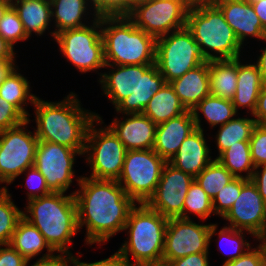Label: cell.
<instances>
[{
    "label": "cell",
    "mask_w": 266,
    "mask_h": 266,
    "mask_svg": "<svg viewBox=\"0 0 266 266\" xmlns=\"http://www.w3.org/2000/svg\"><path fill=\"white\" fill-rule=\"evenodd\" d=\"M80 189L74 191L78 227L86 225V243L107 241L123 231L136 203L125 193L117 180L80 177Z\"/></svg>",
    "instance_id": "6da1fadb"
},
{
    "label": "cell",
    "mask_w": 266,
    "mask_h": 266,
    "mask_svg": "<svg viewBox=\"0 0 266 266\" xmlns=\"http://www.w3.org/2000/svg\"><path fill=\"white\" fill-rule=\"evenodd\" d=\"M65 98L56 103L36 98V137L39 141L64 145L85 155L88 128L99 115L83 110L75 93L71 92Z\"/></svg>",
    "instance_id": "7a4b0ae2"
},
{
    "label": "cell",
    "mask_w": 266,
    "mask_h": 266,
    "mask_svg": "<svg viewBox=\"0 0 266 266\" xmlns=\"http://www.w3.org/2000/svg\"><path fill=\"white\" fill-rule=\"evenodd\" d=\"M109 74H100L104 94L117 112L143 113L152 96L166 83L156 64L115 65ZM115 70V71H114Z\"/></svg>",
    "instance_id": "3957f363"
},
{
    "label": "cell",
    "mask_w": 266,
    "mask_h": 266,
    "mask_svg": "<svg viewBox=\"0 0 266 266\" xmlns=\"http://www.w3.org/2000/svg\"><path fill=\"white\" fill-rule=\"evenodd\" d=\"M26 207L30 216L23 211L22 217L40 231L49 246L55 252L72 255L67 244L79 230L74 194L51 192L28 200Z\"/></svg>",
    "instance_id": "277c9868"
},
{
    "label": "cell",
    "mask_w": 266,
    "mask_h": 266,
    "mask_svg": "<svg viewBox=\"0 0 266 266\" xmlns=\"http://www.w3.org/2000/svg\"><path fill=\"white\" fill-rule=\"evenodd\" d=\"M101 31L105 64L156 63L157 39L137 28L125 14L101 15Z\"/></svg>",
    "instance_id": "5b68a950"
},
{
    "label": "cell",
    "mask_w": 266,
    "mask_h": 266,
    "mask_svg": "<svg viewBox=\"0 0 266 266\" xmlns=\"http://www.w3.org/2000/svg\"><path fill=\"white\" fill-rule=\"evenodd\" d=\"M186 27L206 61L239 58L242 45L213 1L192 3L188 10ZM208 49L217 55L211 54Z\"/></svg>",
    "instance_id": "8992f818"
},
{
    "label": "cell",
    "mask_w": 266,
    "mask_h": 266,
    "mask_svg": "<svg viewBox=\"0 0 266 266\" xmlns=\"http://www.w3.org/2000/svg\"><path fill=\"white\" fill-rule=\"evenodd\" d=\"M131 209L124 230H129V241L118 250L131 266H145L162 261L168 218L152 210L146 203ZM135 262L131 263L129 254Z\"/></svg>",
    "instance_id": "52a82bcc"
},
{
    "label": "cell",
    "mask_w": 266,
    "mask_h": 266,
    "mask_svg": "<svg viewBox=\"0 0 266 266\" xmlns=\"http://www.w3.org/2000/svg\"><path fill=\"white\" fill-rule=\"evenodd\" d=\"M166 163L153 149L129 150L117 182L135 203H147L156 191Z\"/></svg>",
    "instance_id": "ba28073f"
},
{
    "label": "cell",
    "mask_w": 266,
    "mask_h": 266,
    "mask_svg": "<svg viewBox=\"0 0 266 266\" xmlns=\"http://www.w3.org/2000/svg\"><path fill=\"white\" fill-rule=\"evenodd\" d=\"M204 62L206 60L199 45L187 27L172 31L156 40L155 64L166 83L182 77L187 71Z\"/></svg>",
    "instance_id": "9c48e42d"
},
{
    "label": "cell",
    "mask_w": 266,
    "mask_h": 266,
    "mask_svg": "<svg viewBox=\"0 0 266 266\" xmlns=\"http://www.w3.org/2000/svg\"><path fill=\"white\" fill-rule=\"evenodd\" d=\"M189 0H144L132 5L125 15L139 29L156 39L186 27Z\"/></svg>",
    "instance_id": "30bf717a"
},
{
    "label": "cell",
    "mask_w": 266,
    "mask_h": 266,
    "mask_svg": "<svg viewBox=\"0 0 266 266\" xmlns=\"http://www.w3.org/2000/svg\"><path fill=\"white\" fill-rule=\"evenodd\" d=\"M99 29V31H98ZM62 54L80 72L104 68V41L101 31V15L95 16L93 24L70 29L54 36Z\"/></svg>",
    "instance_id": "8fae6325"
},
{
    "label": "cell",
    "mask_w": 266,
    "mask_h": 266,
    "mask_svg": "<svg viewBox=\"0 0 266 266\" xmlns=\"http://www.w3.org/2000/svg\"><path fill=\"white\" fill-rule=\"evenodd\" d=\"M98 121V122H97ZM103 123L98 116L89 126L86 135L84 153L91 165L92 173L89 176L94 179L118 180L123 170L126 148L114 132L107 128H94V122Z\"/></svg>",
    "instance_id": "7c38bea8"
},
{
    "label": "cell",
    "mask_w": 266,
    "mask_h": 266,
    "mask_svg": "<svg viewBox=\"0 0 266 266\" xmlns=\"http://www.w3.org/2000/svg\"><path fill=\"white\" fill-rule=\"evenodd\" d=\"M30 119L0 132V182L12 183L28 168L34 166L38 138L25 131ZM23 126V127H22Z\"/></svg>",
    "instance_id": "4fadbf2b"
},
{
    "label": "cell",
    "mask_w": 266,
    "mask_h": 266,
    "mask_svg": "<svg viewBox=\"0 0 266 266\" xmlns=\"http://www.w3.org/2000/svg\"><path fill=\"white\" fill-rule=\"evenodd\" d=\"M217 230L216 224H196L191 219L170 218L166 226L162 260H172L193 253H209L211 237Z\"/></svg>",
    "instance_id": "5bb4252c"
},
{
    "label": "cell",
    "mask_w": 266,
    "mask_h": 266,
    "mask_svg": "<svg viewBox=\"0 0 266 266\" xmlns=\"http://www.w3.org/2000/svg\"><path fill=\"white\" fill-rule=\"evenodd\" d=\"M75 155L82 154L64 145L38 141L34 167L44 176L51 192L65 193L70 187Z\"/></svg>",
    "instance_id": "9a60e30c"
},
{
    "label": "cell",
    "mask_w": 266,
    "mask_h": 266,
    "mask_svg": "<svg viewBox=\"0 0 266 266\" xmlns=\"http://www.w3.org/2000/svg\"><path fill=\"white\" fill-rule=\"evenodd\" d=\"M194 180L192 175L167 162L162 170L156 191L146 204L168 219L183 218L184 201Z\"/></svg>",
    "instance_id": "2e32d148"
},
{
    "label": "cell",
    "mask_w": 266,
    "mask_h": 266,
    "mask_svg": "<svg viewBox=\"0 0 266 266\" xmlns=\"http://www.w3.org/2000/svg\"><path fill=\"white\" fill-rule=\"evenodd\" d=\"M223 218L230 222L232 228L246 230L257 239L266 237V203L250 179Z\"/></svg>",
    "instance_id": "e0dca14e"
},
{
    "label": "cell",
    "mask_w": 266,
    "mask_h": 266,
    "mask_svg": "<svg viewBox=\"0 0 266 266\" xmlns=\"http://www.w3.org/2000/svg\"><path fill=\"white\" fill-rule=\"evenodd\" d=\"M242 45L247 36L264 39L266 33L252 4L246 0H212Z\"/></svg>",
    "instance_id": "ac0fdd59"
},
{
    "label": "cell",
    "mask_w": 266,
    "mask_h": 266,
    "mask_svg": "<svg viewBox=\"0 0 266 266\" xmlns=\"http://www.w3.org/2000/svg\"><path fill=\"white\" fill-rule=\"evenodd\" d=\"M126 115L129 118L121 122L116 118L108 126L126 150L153 149L157 125L143 113Z\"/></svg>",
    "instance_id": "d6986e66"
},
{
    "label": "cell",
    "mask_w": 266,
    "mask_h": 266,
    "mask_svg": "<svg viewBox=\"0 0 266 266\" xmlns=\"http://www.w3.org/2000/svg\"><path fill=\"white\" fill-rule=\"evenodd\" d=\"M192 111L157 125L153 150L169 162L178 152L184 139L196 130Z\"/></svg>",
    "instance_id": "ffe728a7"
},
{
    "label": "cell",
    "mask_w": 266,
    "mask_h": 266,
    "mask_svg": "<svg viewBox=\"0 0 266 266\" xmlns=\"http://www.w3.org/2000/svg\"><path fill=\"white\" fill-rule=\"evenodd\" d=\"M206 143L203 129H196L184 139L169 163L195 178L213 161L209 155L210 148Z\"/></svg>",
    "instance_id": "44dd1931"
},
{
    "label": "cell",
    "mask_w": 266,
    "mask_h": 266,
    "mask_svg": "<svg viewBox=\"0 0 266 266\" xmlns=\"http://www.w3.org/2000/svg\"><path fill=\"white\" fill-rule=\"evenodd\" d=\"M186 110H192L210 95L209 61L187 71L182 77L169 82Z\"/></svg>",
    "instance_id": "7402d4cb"
},
{
    "label": "cell",
    "mask_w": 266,
    "mask_h": 266,
    "mask_svg": "<svg viewBox=\"0 0 266 266\" xmlns=\"http://www.w3.org/2000/svg\"><path fill=\"white\" fill-rule=\"evenodd\" d=\"M237 58V88L232 103L236 111L238 108L249 109L253 115L263 80L257 64H241Z\"/></svg>",
    "instance_id": "603a6c76"
},
{
    "label": "cell",
    "mask_w": 266,
    "mask_h": 266,
    "mask_svg": "<svg viewBox=\"0 0 266 266\" xmlns=\"http://www.w3.org/2000/svg\"><path fill=\"white\" fill-rule=\"evenodd\" d=\"M10 245L16 249L28 262L47 248V254L40 259L54 256L55 252L46 242L40 231L23 217L18 221Z\"/></svg>",
    "instance_id": "cb8c5ba5"
},
{
    "label": "cell",
    "mask_w": 266,
    "mask_h": 266,
    "mask_svg": "<svg viewBox=\"0 0 266 266\" xmlns=\"http://www.w3.org/2000/svg\"><path fill=\"white\" fill-rule=\"evenodd\" d=\"M11 5L17 11L28 38L32 32L42 35L50 25V0H15Z\"/></svg>",
    "instance_id": "d4e9b609"
},
{
    "label": "cell",
    "mask_w": 266,
    "mask_h": 266,
    "mask_svg": "<svg viewBox=\"0 0 266 266\" xmlns=\"http://www.w3.org/2000/svg\"><path fill=\"white\" fill-rule=\"evenodd\" d=\"M186 111L170 83H165L152 96L143 114L149 117L156 125H159Z\"/></svg>",
    "instance_id": "484cf974"
},
{
    "label": "cell",
    "mask_w": 266,
    "mask_h": 266,
    "mask_svg": "<svg viewBox=\"0 0 266 266\" xmlns=\"http://www.w3.org/2000/svg\"><path fill=\"white\" fill-rule=\"evenodd\" d=\"M210 94L232 100L237 88V59L209 60Z\"/></svg>",
    "instance_id": "4316f807"
},
{
    "label": "cell",
    "mask_w": 266,
    "mask_h": 266,
    "mask_svg": "<svg viewBox=\"0 0 266 266\" xmlns=\"http://www.w3.org/2000/svg\"><path fill=\"white\" fill-rule=\"evenodd\" d=\"M50 4L57 28L51 33L53 37L63 31L86 26L81 20L88 9L87 0H50Z\"/></svg>",
    "instance_id": "83f0119b"
},
{
    "label": "cell",
    "mask_w": 266,
    "mask_h": 266,
    "mask_svg": "<svg viewBox=\"0 0 266 266\" xmlns=\"http://www.w3.org/2000/svg\"><path fill=\"white\" fill-rule=\"evenodd\" d=\"M191 111L196 128L200 130H202V127L198 111L205 116L206 120L212 127L217 126L218 124L220 126L226 124L237 114L232 100L215 97L211 94L200 101Z\"/></svg>",
    "instance_id": "f1b7e54d"
},
{
    "label": "cell",
    "mask_w": 266,
    "mask_h": 266,
    "mask_svg": "<svg viewBox=\"0 0 266 266\" xmlns=\"http://www.w3.org/2000/svg\"><path fill=\"white\" fill-rule=\"evenodd\" d=\"M16 68L0 84V97L14 105L28 119V111L23 107L27 105L28 100L34 104L37 97L30 94L29 82L17 72Z\"/></svg>",
    "instance_id": "f546056e"
},
{
    "label": "cell",
    "mask_w": 266,
    "mask_h": 266,
    "mask_svg": "<svg viewBox=\"0 0 266 266\" xmlns=\"http://www.w3.org/2000/svg\"><path fill=\"white\" fill-rule=\"evenodd\" d=\"M219 161L234 177H244L241 172H247L246 179H251L255 170L251 158L249 141H240L238 144L230 146L220 156L215 158ZM240 173V174H239Z\"/></svg>",
    "instance_id": "4dcf8cb0"
},
{
    "label": "cell",
    "mask_w": 266,
    "mask_h": 266,
    "mask_svg": "<svg viewBox=\"0 0 266 266\" xmlns=\"http://www.w3.org/2000/svg\"><path fill=\"white\" fill-rule=\"evenodd\" d=\"M256 125V120L252 118H233L219 126L220 129L216 137L219 156L230 146L238 144L240 141H249Z\"/></svg>",
    "instance_id": "1f68e13d"
},
{
    "label": "cell",
    "mask_w": 266,
    "mask_h": 266,
    "mask_svg": "<svg viewBox=\"0 0 266 266\" xmlns=\"http://www.w3.org/2000/svg\"><path fill=\"white\" fill-rule=\"evenodd\" d=\"M235 177L216 159H214L199 175L195 181L203 191L213 200L219 191L229 184Z\"/></svg>",
    "instance_id": "d6a6232c"
},
{
    "label": "cell",
    "mask_w": 266,
    "mask_h": 266,
    "mask_svg": "<svg viewBox=\"0 0 266 266\" xmlns=\"http://www.w3.org/2000/svg\"><path fill=\"white\" fill-rule=\"evenodd\" d=\"M23 211L12 202L6 186L0 188V246L10 244Z\"/></svg>",
    "instance_id": "836d02e7"
},
{
    "label": "cell",
    "mask_w": 266,
    "mask_h": 266,
    "mask_svg": "<svg viewBox=\"0 0 266 266\" xmlns=\"http://www.w3.org/2000/svg\"><path fill=\"white\" fill-rule=\"evenodd\" d=\"M188 212L198 215L201 219H207L211 213L214 214L212 200L195 180L191 183L184 201V219H190Z\"/></svg>",
    "instance_id": "e575fe53"
},
{
    "label": "cell",
    "mask_w": 266,
    "mask_h": 266,
    "mask_svg": "<svg viewBox=\"0 0 266 266\" xmlns=\"http://www.w3.org/2000/svg\"><path fill=\"white\" fill-rule=\"evenodd\" d=\"M245 177H235L229 184H227L217 196L212 200L214 215L218 214L222 218L231 209L233 204L240 196L243 185L248 181Z\"/></svg>",
    "instance_id": "d590c367"
},
{
    "label": "cell",
    "mask_w": 266,
    "mask_h": 266,
    "mask_svg": "<svg viewBox=\"0 0 266 266\" xmlns=\"http://www.w3.org/2000/svg\"><path fill=\"white\" fill-rule=\"evenodd\" d=\"M0 35L12 47L17 41L28 39L19 15L12 5L6 10L0 21Z\"/></svg>",
    "instance_id": "8d00e7d4"
},
{
    "label": "cell",
    "mask_w": 266,
    "mask_h": 266,
    "mask_svg": "<svg viewBox=\"0 0 266 266\" xmlns=\"http://www.w3.org/2000/svg\"><path fill=\"white\" fill-rule=\"evenodd\" d=\"M242 232H243L242 230H237L230 226L229 227L225 226L219 231V238H220L219 248L223 247L221 243H224V241L226 240L225 241L227 242L226 245H228L229 243L230 248L232 249V250L230 249V251L232 252L230 253L228 252L227 255L229 256V258L224 263L237 259L238 257L242 256L250 249V244L249 242L245 241ZM244 246L246 247L245 249H247L246 251H244ZM223 252L226 253L225 250H223Z\"/></svg>",
    "instance_id": "74e56055"
},
{
    "label": "cell",
    "mask_w": 266,
    "mask_h": 266,
    "mask_svg": "<svg viewBox=\"0 0 266 266\" xmlns=\"http://www.w3.org/2000/svg\"><path fill=\"white\" fill-rule=\"evenodd\" d=\"M249 144L255 168L266 165V125L257 124L254 127Z\"/></svg>",
    "instance_id": "f35d334b"
},
{
    "label": "cell",
    "mask_w": 266,
    "mask_h": 266,
    "mask_svg": "<svg viewBox=\"0 0 266 266\" xmlns=\"http://www.w3.org/2000/svg\"><path fill=\"white\" fill-rule=\"evenodd\" d=\"M26 120L14 105L0 97V132L16 127Z\"/></svg>",
    "instance_id": "ab89813d"
},
{
    "label": "cell",
    "mask_w": 266,
    "mask_h": 266,
    "mask_svg": "<svg viewBox=\"0 0 266 266\" xmlns=\"http://www.w3.org/2000/svg\"><path fill=\"white\" fill-rule=\"evenodd\" d=\"M93 5L94 16L125 14L131 7V0H87Z\"/></svg>",
    "instance_id": "60d3db41"
},
{
    "label": "cell",
    "mask_w": 266,
    "mask_h": 266,
    "mask_svg": "<svg viewBox=\"0 0 266 266\" xmlns=\"http://www.w3.org/2000/svg\"><path fill=\"white\" fill-rule=\"evenodd\" d=\"M27 171H29V176H27L26 187L30 189V191L27 192L28 200L51 193L44 176L34 166L28 168Z\"/></svg>",
    "instance_id": "b9f144b4"
},
{
    "label": "cell",
    "mask_w": 266,
    "mask_h": 266,
    "mask_svg": "<svg viewBox=\"0 0 266 266\" xmlns=\"http://www.w3.org/2000/svg\"><path fill=\"white\" fill-rule=\"evenodd\" d=\"M222 266H265V253L261 244L251 248L237 259L223 263Z\"/></svg>",
    "instance_id": "7bdbcfd3"
},
{
    "label": "cell",
    "mask_w": 266,
    "mask_h": 266,
    "mask_svg": "<svg viewBox=\"0 0 266 266\" xmlns=\"http://www.w3.org/2000/svg\"><path fill=\"white\" fill-rule=\"evenodd\" d=\"M28 261L10 244L0 246V266H27Z\"/></svg>",
    "instance_id": "ee69618b"
},
{
    "label": "cell",
    "mask_w": 266,
    "mask_h": 266,
    "mask_svg": "<svg viewBox=\"0 0 266 266\" xmlns=\"http://www.w3.org/2000/svg\"><path fill=\"white\" fill-rule=\"evenodd\" d=\"M172 266H209L208 253H193L170 261Z\"/></svg>",
    "instance_id": "f6af8a7d"
},
{
    "label": "cell",
    "mask_w": 266,
    "mask_h": 266,
    "mask_svg": "<svg viewBox=\"0 0 266 266\" xmlns=\"http://www.w3.org/2000/svg\"><path fill=\"white\" fill-rule=\"evenodd\" d=\"M73 266H131L129 265L117 251L111 257L93 263L80 262L78 258L72 256Z\"/></svg>",
    "instance_id": "bcb514c9"
},
{
    "label": "cell",
    "mask_w": 266,
    "mask_h": 266,
    "mask_svg": "<svg viewBox=\"0 0 266 266\" xmlns=\"http://www.w3.org/2000/svg\"><path fill=\"white\" fill-rule=\"evenodd\" d=\"M253 116L257 124L266 125V82H263Z\"/></svg>",
    "instance_id": "7dc6e473"
},
{
    "label": "cell",
    "mask_w": 266,
    "mask_h": 266,
    "mask_svg": "<svg viewBox=\"0 0 266 266\" xmlns=\"http://www.w3.org/2000/svg\"><path fill=\"white\" fill-rule=\"evenodd\" d=\"M68 263L73 264L72 255L60 253L47 259H39L31 266H70Z\"/></svg>",
    "instance_id": "c3c4849f"
},
{
    "label": "cell",
    "mask_w": 266,
    "mask_h": 266,
    "mask_svg": "<svg viewBox=\"0 0 266 266\" xmlns=\"http://www.w3.org/2000/svg\"><path fill=\"white\" fill-rule=\"evenodd\" d=\"M259 167L262 168L261 172L257 170ZM250 180L256 185L258 192L266 203V165L256 167Z\"/></svg>",
    "instance_id": "681fc988"
},
{
    "label": "cell",
    "mask_w": 266,
    "mask_h": 266,
    "mask_svg": "<svg viewBox=\"0 0 266 266\" xmlns=\"http://www.w3.org/2000/svg\"><path fill=\"white\" fill-rule=\"evenodd\" d=\"M251 4H252V7L255 13L259 17L262 23L263 29L266 33V0L254 1V2H251Z\"/></svg>",
    "instance_id": "f907efd6"
},
{
    "label": "cell",
    "mask_w": 266,
    "mask_h": 266,
    "mask_svg": "<svg viewBox=\"0 0 266 266\" xmlns=\"http://www.w3.org/2000/svg\"><path fill=\"white\" fill-rule=\"evenodd\" d=\"M14 57L13 47L0 35V60H14Z\"/></svg>",
    "instance_id": "816d5d0a"
},
{
    "label": "cell",
    "mask_w": 266,
    "mask_h": 266,
    "mask_svg": "<svg viewBox=\"0 0 266 266\" xmlns=\"http://www.w3.org/2000/svg\"><path fill=\"white\" fill-rule=\"evenodd\" d=\"M14 60H0V84L10 74V72L16 67Z\"/></svg>",
    "instance_id": "f5cc1de1"
},
{
    "label": "cell",
    "mask_w": 266,
    "mask_h": 266,
    "mask_svg": "<svg viewBox=\"0 0 266 266\" xmlns=\"http://www.w3.org/2000/svg\"><path fill=\"white\" fill-rule=\"evenodd\" d=\"M263 40L266 41V36ZM256 63L259 68V72L261 74V78L263 82H266V47L265 49H263V52L259 56V59L257 60Z\"/></svg>",
    "instance_id": "db71d44e"
},
{
    "label": "cell",
    "mask_w": 266,
    "mask_h": 266,
    "mask_svg": "<svg viewBox=\"0 0 266 266\" xmlns=\"http://www.w3.org/2000/svg\"><path fill=\"white\" fill-rule=\"evenodd\" d=\"M11 6L9 2L1 1L0 0V21L3 17V14L6 12V10Z\"/></svg>",
    "instance_id": "11a10c76"
},
{
    "label": "cell",
    "mask_w": 266,
    "mask_h": 266,
    "mask_svg": "<svg viewBox=\"0 0 266 266\" xmlns=\"http://www.w3.org/2000/svg\"><path fill=\"white\" fill-rule=\"evenodd\" d=\"M145 266H172V265L170 264V262H165L162 260V261L151 263Z\"/></svg>",
    "instance_id": "9f6ffc18"
},
{
    "label": "cell",
    "mask_w": 266,
    "mask_h": 266,
    "mask_svg": "<svg viewBox=\"0 0 266 266\" xmlns=\"http://www.w3.org/2000/svg\"><path fill=\"white\" fill-rule=\"evenodd\" d=\"M260 242H262V247L264 249V253H265V266H266V237H263L262 239H259Z\"/></svg>",
    "instance_id": "6f0895ef"
},
{
    "label": "cell",
    "mask_w": 266,
    "mask_h": 266,
    "mask_svg": "<svg viewBox=\"0 0 266 266\" xmlns=\"http://www.w3.org/2000/svg\"><path fill=\"white\" fill-rule=\"evenodd\" d=\"M140 1H144V0H131V6Z\"/></svg>",
    "instance_id": "680465c9"
},
{
    "label": "cell",
    "mask_w": 266,
    "mask_h": 266,
    "mask_svg": "<svg viewBox=\"0 0 266 266\" xmlns=\"http://www.w3.org/2000/svg\"><path fill=\"white\" fill-rule=\"evenodd\" d=\"M191 3L199 2V1H212V0H189Z\"/></svg>",
    "instance_id": "91938a15"
},
{
    "label": "cell",
    "mask_w": 266,
    "mask_h": 266,
    "mask_svg": "<svg viewBox=\"0 0 266 266\" xmlns=\"http://www.w3.org/2000/svg\"><path fill=\"white\" fill-rule=\"evenodd\" d=\"M1 1L9 2L10 4H12L13 1H15V0H1Z\"/></svg>",
    "instance_id": "94428289"
},
{
    "label": "cell",
    "mask_w": 266,
    "mask_h": 266,
    "mask_svg": "<svg viewBox=\"0 0 266 266\" xmlns=\"http://www.w3.org/2000/svg\"><path fill=\"white\" fill-rule=\"evenodd\" d=\"M247 2H254V1H258V0H246Z\"/></svg>",
    "instance_id": "6125c7cd"
}]
</instances>
